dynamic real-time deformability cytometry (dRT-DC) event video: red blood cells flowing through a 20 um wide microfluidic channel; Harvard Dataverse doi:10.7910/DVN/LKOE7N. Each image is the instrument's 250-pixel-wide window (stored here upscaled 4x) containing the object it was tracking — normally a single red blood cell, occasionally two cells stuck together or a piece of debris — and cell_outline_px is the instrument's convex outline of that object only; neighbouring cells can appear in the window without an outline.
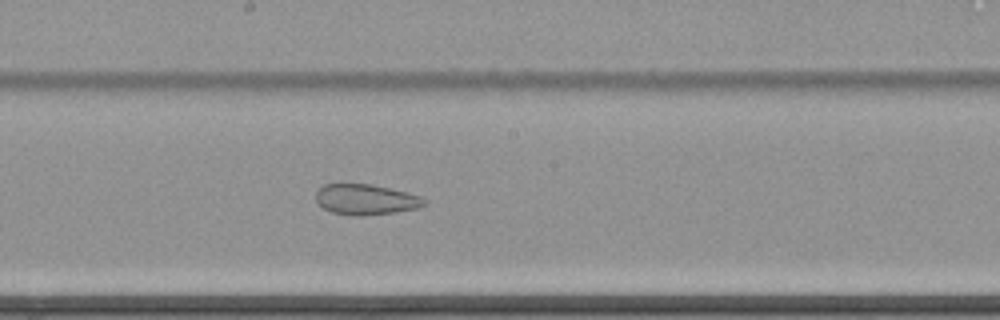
{"species": "common noctule bat (a hibernating species)", "species_latin": "Nyctalus noctula", "temperature_condition": "cold", "stored_images_in_passage": 40, "camera_frame_rate_fps": 3000, "um_per_image_px": 0.085, "animal": {"sex": "female", "body_mass_g": 22.7, "forearm_length_mm": 54.2}, "frame": {"image": 1, "passage_image": 14, "time_ms": 4.333, "image_size_px": [1000, 320], "cell_outline_px": [[428, 200], [424, 204], [416, 208], [392, 212], [360, 216], [352, 216], [332, 212], [324, 208], [316, 200], [316, 192], [324, 184], [372, 184], [420, 196]], "centroid_in_image_um": [31.06, 16.95], "position_along_channel_um": 217.1, "area_um2": 18.96}}
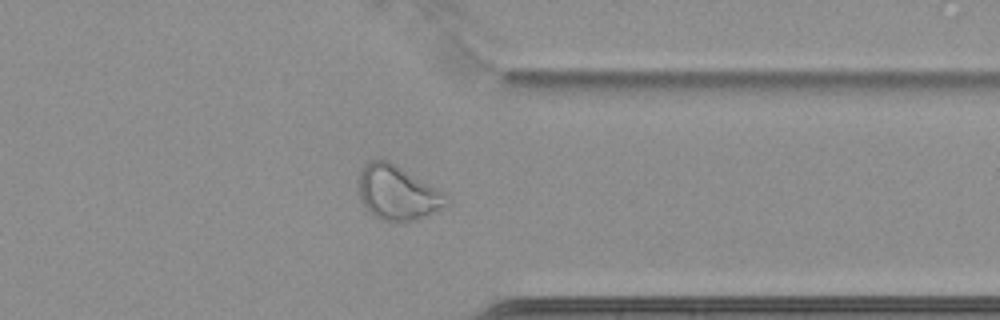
{"frame": {"image": 2, "passage_image": 28, "time_ms": 9.0, "image_size_px": [1000, 320], "cell_outline_px": [[452, 204], [436, 212], [416, 220], [400, 224], [396, 224], [380, 220], [364, 208], [360, 200], [356, 180], [364, 164], [368, 160], [380, 156], [396, 164], [444, 192], [452, 200]], "centroid_in_image_um": [33.78, 16.4], "position_along_channel_um": 377.6, "area_um2": 29.3}, "authors_computed_cell_mechanics": {"area_um2": 23.2645, "velocity_mm_per_s": 3.4679, "shape_relaxation_time_tau1_ms": null, "shape_relaxation_time_tau2_ms": 2.681, "deformation_change_tau1": null, "deformation_change_tau2": 0.0881}}